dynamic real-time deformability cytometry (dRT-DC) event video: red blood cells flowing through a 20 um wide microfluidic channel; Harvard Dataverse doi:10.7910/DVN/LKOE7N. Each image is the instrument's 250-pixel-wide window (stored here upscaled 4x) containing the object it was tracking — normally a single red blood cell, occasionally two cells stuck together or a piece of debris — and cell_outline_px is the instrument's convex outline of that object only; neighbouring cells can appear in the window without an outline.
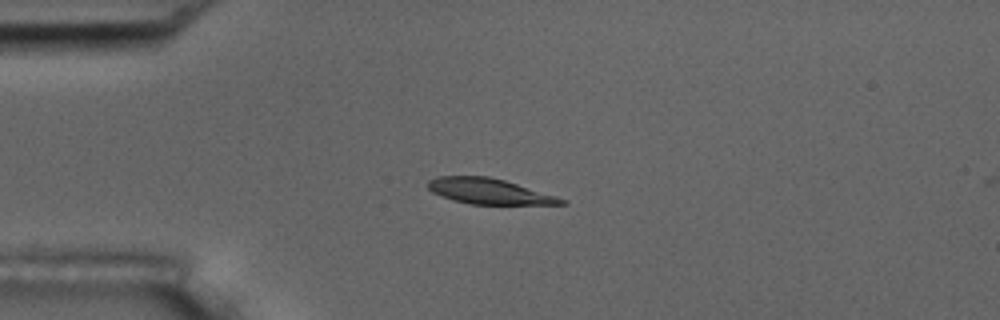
{"species": "common noctule bat (a hibernating species)", "species_latin": "Nyctalus noctula", "temperature_condition": "room temperature", "stored_images_in_passage": 2, "camera_frame_rate_fps": 3000, "um_per_image_px": 0.085, "animal": {"sex": "male", "body_mass_g": 17.5, "forearm_length_mm": 52.3}, "frame": {"image": 1, "passage_image": 1, "time_ms": 0.0, "image_size_px": [1000, 320], "cell_outline_px": [[568, 204], [472, 204], [452, 200], [432, 192], [428, 188], [428, 180], [436, 176], [488, 176], [504, 180], [556, 196], [568, 200]], "centroid_in_image_um": [41.56, 16.26], "position_along_channel_um": 43.4, "area_um2": 19.71}}